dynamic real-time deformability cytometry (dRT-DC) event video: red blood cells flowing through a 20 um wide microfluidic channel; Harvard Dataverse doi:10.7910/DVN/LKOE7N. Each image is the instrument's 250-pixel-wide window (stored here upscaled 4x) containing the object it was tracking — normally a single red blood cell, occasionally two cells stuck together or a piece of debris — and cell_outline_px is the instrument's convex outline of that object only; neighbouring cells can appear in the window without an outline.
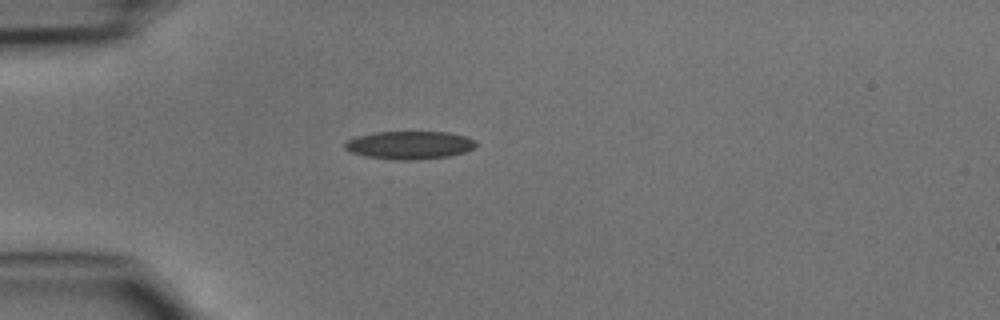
{"species": "common noctule bat (a hibernating species)", "species_latin": "Nyctalus noctula", "temperature_condition": "cold", "stored_images_in_passage": 35, "camera_frame_rate_fps": 3000, "um_per_image_px": 0.085, "animal": {"sex": "male", "body_mass_g": 15.6}, "frame": {"image": 1, "passage_image": 1, "time_ms": 0.0, "image_size_px": [1000, 320], "cell_outline_px": [[476, 148], [464, 152], [448, 156], [416, 160], [396, 160], [364, 156], [352, 152], [344, 148], [344, 144], [348, 140], [356, 136], [376, 132], [448, 132], [464, 136], [476, 140]], "centroid_in_image_um": [34.82, 12.33], "position_along_channel_um": 50.2, "area_um2": 21.44}}
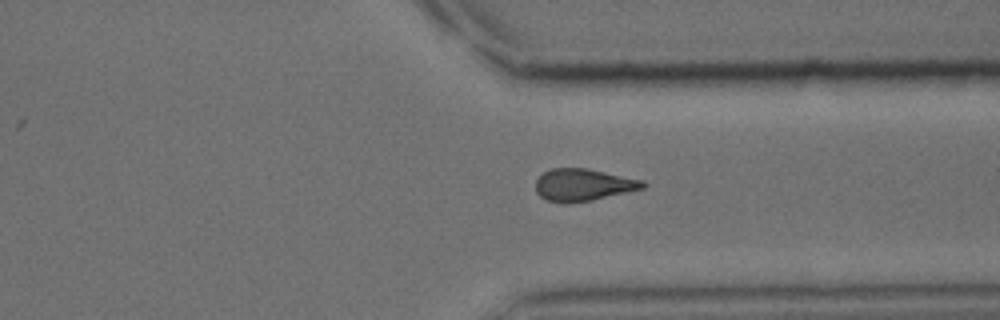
{"frame": {"image": 2, "passage_image": 24, "time_ms": 7.667, "image_size_px": [1000, 320], "cell_outline_px": [[648, 184], [644, 188], [592, 200], [548, 200], [540, 196], [536, 192], [536, 180], [544, 172], [552, 168], [588, 168], [644, 180]], "centroid_in_image_um": [49.63, 15.66], "position_along_channel_um": 361.8, "area_um2": 19.54}}
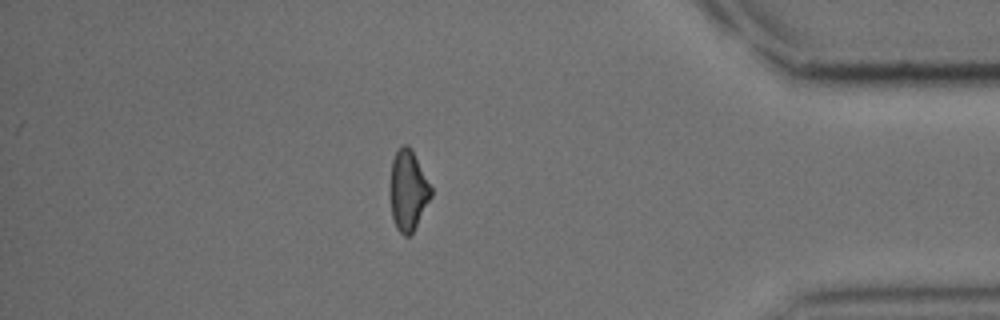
{"frame": {"image": 3, "passage_image": 29, "time_ms": 9.333, "image_size_px": [1000, 320], "cell_outline_px": [[432, 196], [412, 232], [408, 236], [404, 236], [396, 228], [392, 216], [392, 160], [400, 144], [408, 144], [412, 148], [432, 188]], "centroid_in_image_um": [34.72, 16.14], "position_along_channel_um": 400.5, "area_um2": 18.73}}